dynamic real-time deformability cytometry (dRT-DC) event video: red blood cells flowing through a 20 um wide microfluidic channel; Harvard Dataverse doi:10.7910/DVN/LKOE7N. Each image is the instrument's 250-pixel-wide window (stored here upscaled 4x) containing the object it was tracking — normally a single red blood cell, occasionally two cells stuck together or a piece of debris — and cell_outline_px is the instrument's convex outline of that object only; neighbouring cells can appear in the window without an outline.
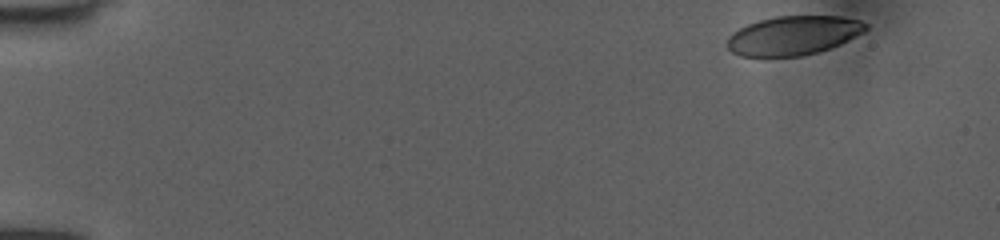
{"species": "human", "species_latin": "Homo sapiens", "temperature_condition": "room temperature", "stored_images_in_passage": 13, "camera_frame_rate_fps": 3000, "um_per_image_px": 0.085, "donor": {"sex": "female"}, "frame": {"image": 1, "passage_image": 1, "time_ms": 0.0, "image_size_px": [1000, 240], "cell_outline_px": [[868, 28], [864, 32], [840, 44], [816, 52], [800, 56], [740, 56], [732, 52], [728, 48], [728, 36], [732, 32], [748, 24], [760, 20], [776, 16], [840, 16], [860, 20], [868, 24]], "centroid_in_image_um": [67.44, 3.0], "position_along_channel_um": 17.6, "area_um2": 31.39}}
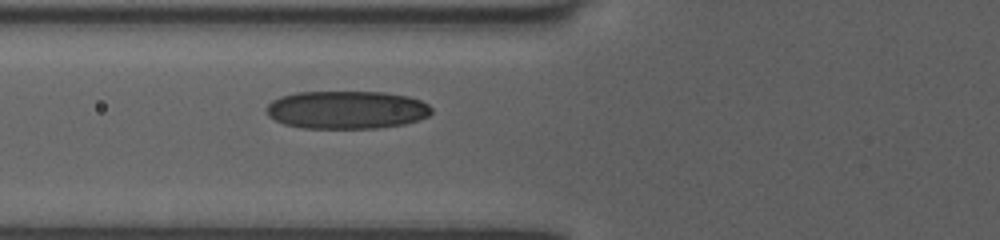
{"frame": {"image": 2, "passage_image": 11, "time_ms": 3.333, "image_size_px": [1000, 240], "cell_outline_px": [[432, 112], [428, 116], [404, 124], [376, 128], [300, 128], [284, 124], [268, 116], [268, 104], [272, 100], [280, 96], [296, 92], [384, 92], [408, 96], [420, 100], [428, 104], [432, 108]], "centroid_in_image_um": [29.46, 9.33], "position_along_channel_um": 96.3, "area_um2": 36.59}}
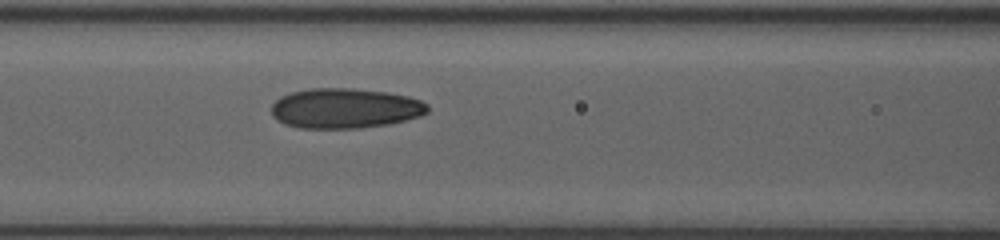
{"frame": {"image": 3, "passage_image": 13, "time_ms": 4.0, "image_size_px": [1000, 240], "cell_outline_px": [[428, 112], [420, 116], [388, 124], [360, 128], [300, 128], [284, 124], [276, 120], [272, 116], [272, 104], [280, 96], [292, 92], [312, 88], [352, 88], [388, 92], [408, 96], [420, 100], [428, 104]], "centroid_in_image_um": [29.31, 9.2], "position_along_channel_um": 137.3, "area_um2": 36.59}}